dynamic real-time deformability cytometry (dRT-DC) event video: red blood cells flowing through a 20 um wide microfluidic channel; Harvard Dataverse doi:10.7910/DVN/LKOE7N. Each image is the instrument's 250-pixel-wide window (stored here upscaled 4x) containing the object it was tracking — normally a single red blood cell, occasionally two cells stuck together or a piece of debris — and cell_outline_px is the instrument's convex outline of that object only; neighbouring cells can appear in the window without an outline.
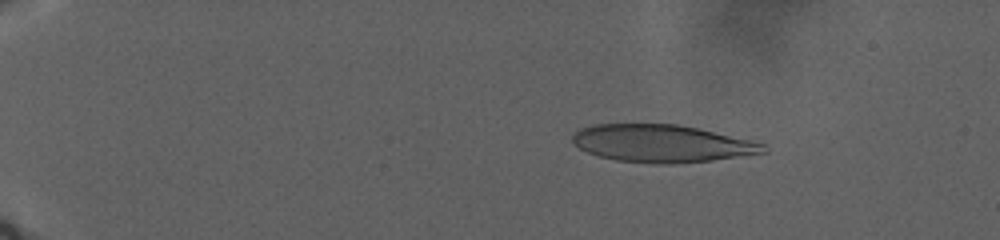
{"species": "human", "species_latin": "Homo sapiens", "temperature_condition": "warm", "stored_images_in_passage": 97, "camera_frame_rate_fps": 3000, "um_per_image_px": 0.085, "donor": {"sex": "male"}, "frame": {"image": 1, "passage_image": 18, "time_ms": 7.0, "image_size_px": [1000, 240], "cell_outline_px": [[768, 152], [712, 160], [672, 164], [652, 164], [616, 160], [600, 156], [588, 152], [572, 144], [572, 136], [580, 128], [596, 124], [676, 124], [696, 128], [748, 140], [764, 144], [768, 148]], "centroid_in_image_um": [56.22, 12.2], "position_along_channel_um": 28.8, "area_um2": 41.44}}
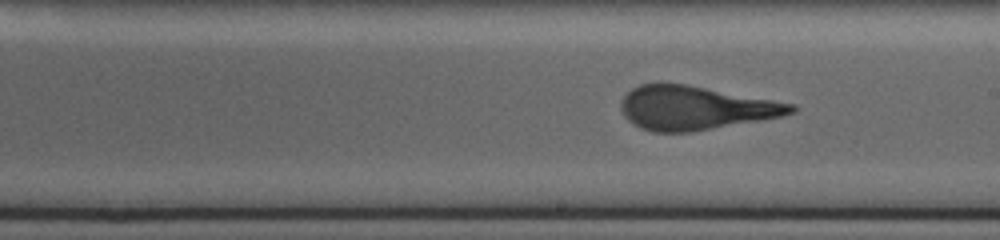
{"frame": {"image": 2, "passage_image": 62, "time_ms": 24.333, "image_size_px": [1000, 240], "cell_outline_px": [[796, 112], [784, 116], [764, 120], [692, 132], [652, 132], [640, 128], [632, 124], [624, 116], [620, 108], [620, 104], [624, 96], [632, 88], [640, 84], [684, 84], [796, 104]], "centroid_in_image_um": [59.11, 9.2], "position_along_channel_um": 229.9, "area_um2": 43.41}}
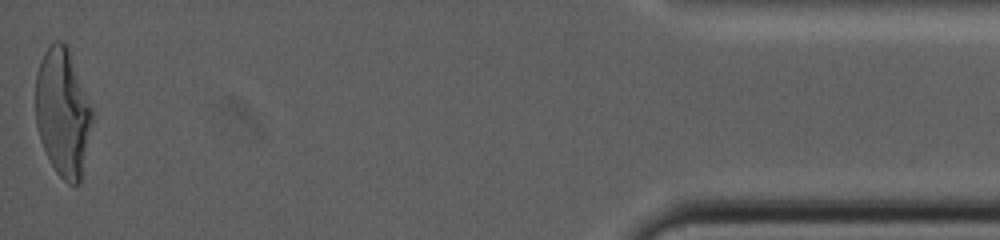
{"frame": {"image": 3, "passage_image": 97, "time_ms": 38.667, "image_size_px": [1000, 240], "cell_outline_px": [[92, 124], [80, 184], [68, 184], [56, 172], [40, 140], [36, 124], [36, 72], [40, 60], [48, 44], [56, 40], [60, 40], [68, 44], [92, 108]], "centroid_in_image_um": [5.34, 9.5], "position_along_channel_um": 429.9, "area_um2": 42.48}}